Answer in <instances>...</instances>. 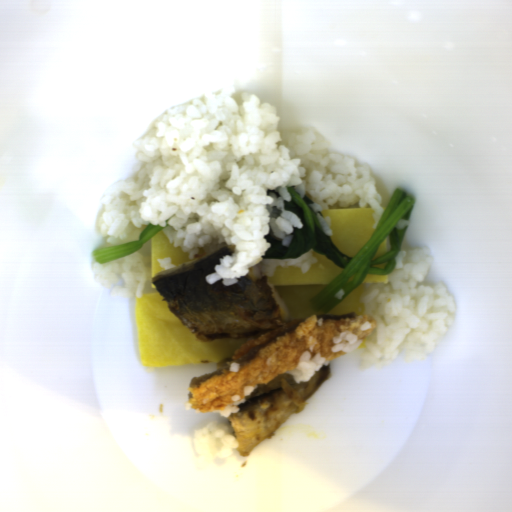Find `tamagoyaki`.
<instances>
[{"mask_svg": "<svg viewBox=\"0 0 512 512\" xmlns=\"http://www.w3.org/2000/svg\"><path fill=\"white\" fill-rule=\"evenodd\" d=\"M153 293H142L134 302L141 364L170 366L219 364L232 357L250 338H217L200 341L167 306L151 282Z\"/></svg>", "mask_w": 512, "mask_h": 512, "instance_id": "1", "label": "tamagoyaki"}, {"mask_svg": "<svg viewBox=\"0 0 512 512\" xmlns=\"http://www.w3.org/2000/svg\"><path fill=\"white\" fill-rule=\"evenodd\" d=\"M317 261L307 273L300 267L278 268L267 276L274 291L288 309L289 322L311 316L338 317L348 313L365 314L362 303L367 284L387 283V274H366L358 286L328 312L315 311L312 299L333 281L345 268L337 267L328 257L314 251Z\"/></svg>", "mask_w": 512, "mask_h": 512, "instance_id": "2", "label": "tamagoyaki"}, {"mask_svg": "<svg viewBox=\"0 0 512 512\" xmlns=\"http://www.w3.org/2000/svg\"><path fill=\"white\" fill-rule=\"evenodd\" d=\"M375 211L372 207H336L323 210L322 216L329 217L332 236L339 252L354 257L371 239L374 233Z\"/></svg>", "mask_w": 512, "mask_h": 512, "instance_id": "3", "label": "tamagoyaki"}, {"mask_svg": "<svg viewBox=\"0 0 512 512\" xmlns=\"http://www.w3.org/2000/svg\"><path fill=\"white\" fill-rule=\"evenodd\" d=\"M173 245L174 243L169 240L162 230L151 237V278L165 270V268L160 267L159 262L165 257L171 258L174 267L186 265L199 257L190 259L188 251L183 252L181 247H173Z\"/></svg>", "mask_w": 512, "mask_h": 512, "instance_id": "4", "label": "tamagoyaki"}, {"mask_svg": "<svg viewBox=\"0 0 512 512\" xmlns=\"http://www.w3.org/2000/svg\"><path fill=\"white\" fill-rule=\"evenodd\" d=\"M387 244H388V236L384 238V240L381 242V244L378 246L374 256L372 257V261L376 258L387 254Z\"/></svg>", "mask_w": 512, "mask_h": 512, "instance_id": "5", "label": "tamagoyaki"}, {"mask_svg": "<svg viewBox=\"0 0 512 512\" xmlns=\"http://www.w3.org/2000/svg\"><path fill=\"white\" fill-rule=\"evenodd\" d=\"M371 267L380 268V269L384 270L386 268V262H383V263H380V264H372Z\"/></svg>", "mask_w": 512, "mask_h": 512, "instance_id": "6", "label": "tamagoyaki"}]
</instances>
